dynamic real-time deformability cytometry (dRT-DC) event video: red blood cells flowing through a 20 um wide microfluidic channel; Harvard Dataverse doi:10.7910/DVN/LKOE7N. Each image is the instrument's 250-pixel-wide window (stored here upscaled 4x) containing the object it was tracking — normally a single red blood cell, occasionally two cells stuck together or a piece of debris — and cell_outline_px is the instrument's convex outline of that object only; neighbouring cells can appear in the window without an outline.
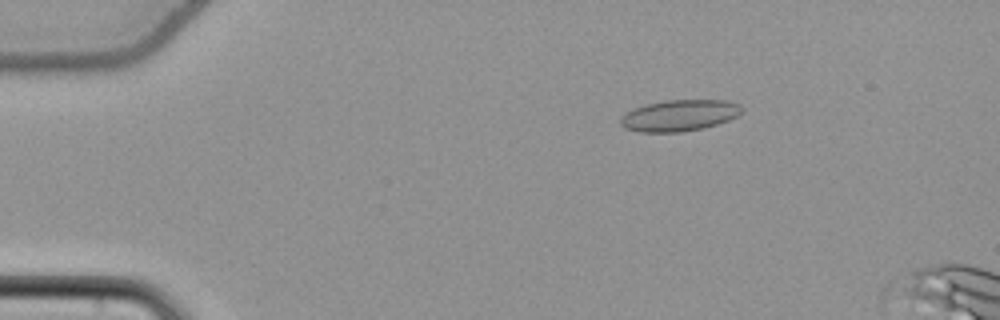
{"species": "common noctule bat (a hibernating species)", "species_latin": "Nyctalus noctula", "temperature_condition": "cold", "stored_images_in_passage": 12, "camera_frame_rate_fps": 3000, "um_per_image_px": 0.085, "animal": {"sex": "female", "body_mass_g": 22.7, "forearm_length_mm": 54.2}, "frame": {"image": 1, "passage_image": 10, "time_ms": 3.0, "image_size_px": [1000, 320], "cell_outline_px": [[744, 108], [736, 116], [728, 120], [704, 128], [684, 132], [640, 132], [624, 128], [620, 124], [620, 116], [624, 112], [644, 104], [668, 100], [728, 100], [740, 104]], "centroid_in_image_um": [57.71, 9.81], "position_along_channel_um": 27.3, "area_um2": 22.37}}